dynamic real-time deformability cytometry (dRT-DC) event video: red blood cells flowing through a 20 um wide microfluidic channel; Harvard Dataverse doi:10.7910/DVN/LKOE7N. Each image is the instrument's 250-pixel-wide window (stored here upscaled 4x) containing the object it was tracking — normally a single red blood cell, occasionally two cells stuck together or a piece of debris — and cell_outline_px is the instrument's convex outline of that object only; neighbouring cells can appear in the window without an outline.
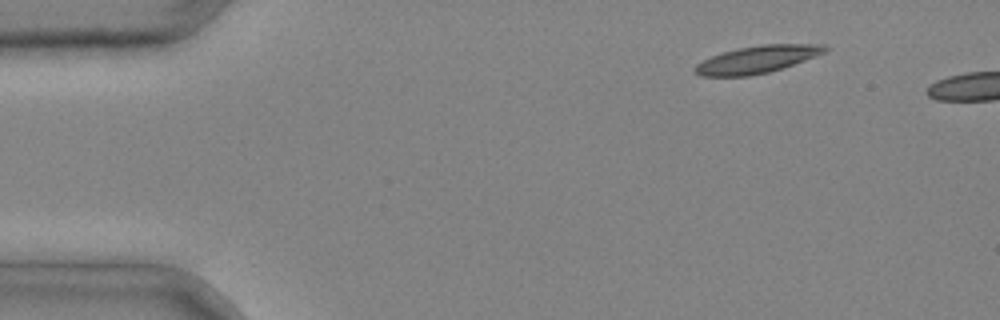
{"species": "common noctule bat (a hibernating species)", "species_latin": "Nyctalus noctula", "temperature_condition": "cold", "stored_images_in_passage": 5, "segment_of_instrument_passage": [2, 2], "camera_frame_rate_fps": 3000, "um_per_image_px": 0.085, "animal": {"sex": "male", "body_mass_g": 20.4}, "frame": {"image": 1, "passage_image": 5, "time_ms": 1.333, "image_size_px": [1000, 320], "cell_outline_px": [[832, 48], [816, 56], [768, 72], [748, 76], [700, 76], [692, 72], [692, 68], [696, 64], [712, 56], [724, 52], [740, 48], [764, 44], [824, 44]], "centroid_in_image_um": [64.34, 5.05], "position_along_channel_um": 20.7, "area_um2": 20.52}}